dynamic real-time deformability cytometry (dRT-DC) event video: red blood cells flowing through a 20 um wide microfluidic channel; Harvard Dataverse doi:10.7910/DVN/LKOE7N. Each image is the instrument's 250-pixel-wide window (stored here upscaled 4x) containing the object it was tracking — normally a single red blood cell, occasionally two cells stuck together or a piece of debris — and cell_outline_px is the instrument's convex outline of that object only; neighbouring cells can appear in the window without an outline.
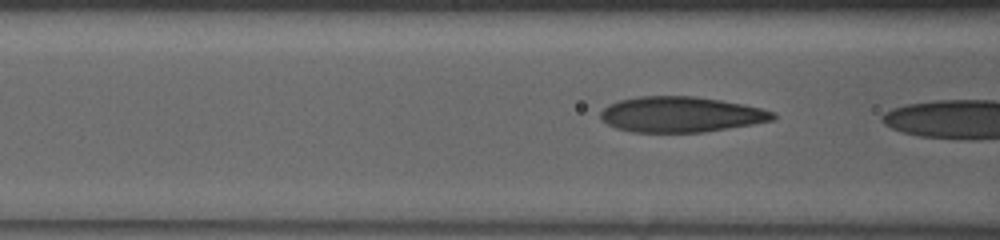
{"species": "human", "species_latin": "Homo sapiens", "temperature_condition": "warm", "stored_images_in_passage": 6, "camera_frame_rate_fps": 3000, "um_per_image_px": 0.085, "donor": {"sex": "female"}, "frame": {"image": 1, "passage_image": 4, "time_ms": 1.0, "image_size_px": [1000, 240], "cell_outline_px": [[776, 120], [704, 132], [632, 132], [616, 128], [600, 120], [600, 112], [608, 104], [620, 100], [640, 96], [692, 96], [720, 100], [744, 104], [776, 112]], "centroid_in_image_um": [57.87, 9.73], "position_along_channel_um": 108.7, "area_um2": 35.78}}